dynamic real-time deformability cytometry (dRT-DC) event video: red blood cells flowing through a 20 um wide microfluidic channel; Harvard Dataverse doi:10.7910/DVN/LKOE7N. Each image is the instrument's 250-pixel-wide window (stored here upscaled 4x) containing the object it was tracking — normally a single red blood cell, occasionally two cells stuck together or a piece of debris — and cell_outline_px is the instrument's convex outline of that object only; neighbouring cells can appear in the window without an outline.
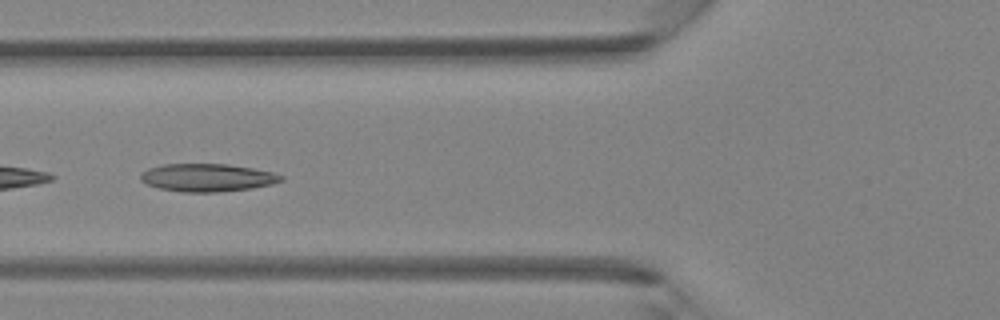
{"species": "Egyptian fruit bat (a non-hibernating species)", "species_latin": "Rousettus aegyptiacus", "temperature_condition": "room temperature", "stored_images_in_passage": 30, "camera_frame_rate_fps": 3000, "um_per_image_px": 0.085, "animal": {"sex": "female"}, "frame": {"image": 1, "passage_image": 3, "time_ms": 0.667, "image_size_px": [1000, 320], "cell_outline_px": [[284, 180], [272, 184], [252, 188], [216, 192], [184, 192], [160, 188], [148, 184], [140, 180], [140, 172], [148, 168], [164, 164], [228, 164], [252, 168], [272, 172], [284, 176]], "centroid_in_image_um": [17.62, 15.09], "position_along_channel_um": 108.2, "area_um2": 22.77}}
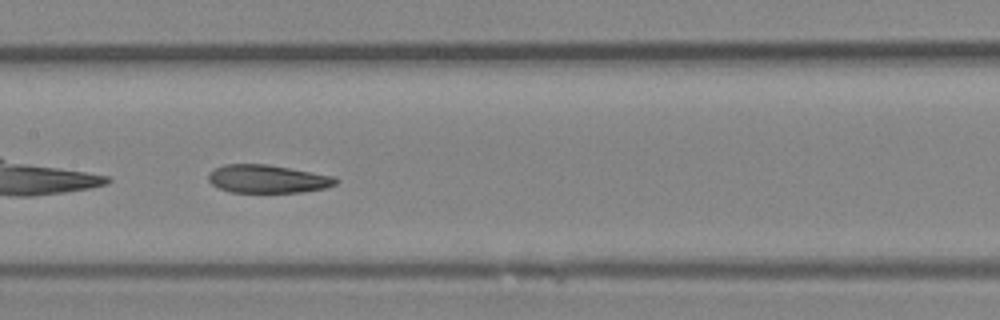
{"frame": {"image": 2, "passage_image": 8, "time_ms": 2.333, "image_size_px": [1000, 320], "cell_outline_px": [[340, 180], [336, 184], [324, 188], [300, 192], [228, 192], [212, 184], [208, 180], [208, 172], [224, 164], [268, 164], [336, 176]], "centroid_in_image_um": [22.76, 15.2], "position_along_channel_um": 184.6, "area_um2": 20.98}}
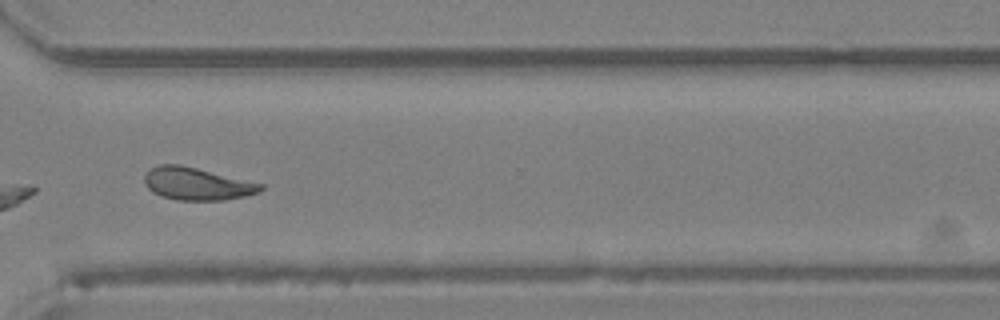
{"frame": {"image": 3, "passage_image": 19, "time_ms": 6.0, "image_size_px": [1000, 320], "cell_outline_px": [[264, 188], [260, 192], [244, 196], [224, 200], [176, 200], [152, 192], [144, 184], [144, 176], [152, 168], [160, 164], [180, 164], [264, 184]], "centroid_in_image_um": [16.75, 15.62], "position_along_channel_um": 353.9, "area_um2": 21.91}}